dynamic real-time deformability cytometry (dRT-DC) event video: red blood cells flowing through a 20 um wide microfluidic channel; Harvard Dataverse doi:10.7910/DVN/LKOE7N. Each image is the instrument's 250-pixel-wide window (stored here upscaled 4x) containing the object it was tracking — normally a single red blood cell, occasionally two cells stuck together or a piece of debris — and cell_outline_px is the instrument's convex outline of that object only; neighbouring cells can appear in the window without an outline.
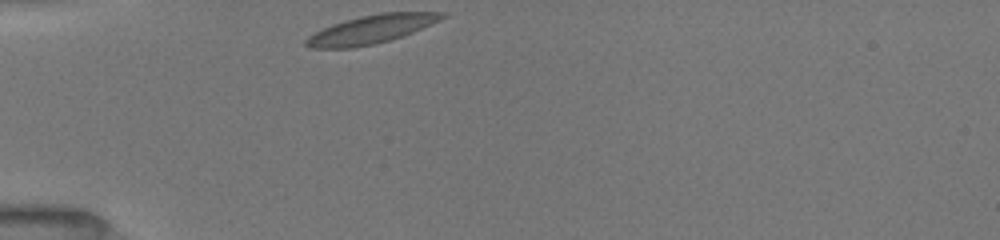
{"species": "common noctule bat (a hibernating species)", "species_latin": "Nyctalus noctula", "temperature_condition": "room temperature", "stored_images_in_passage": 34, "camera_frame_rate_fps": 3000, "um_per_image_px": 0.085, "animal": {"sex": "female", "body_mass_g": 19.5, "forearm_length_mm": 54.1}, "frame": {"image": 1, "passage_image": 1, "time_ms": 0.0, "image_size_px": [1000, 240], "cell_outline_px": [[448, 16], [440, 20], [412, 32], [388, 40], [372, 44], [352, 48], [308, 48], [304, 44], [304, 40], [308, 36], [332, 24], [344, 20], [360, 16], [380, 12], [448, 12]], "centroid_in_image_um": [31.54, 2.48], "position_along_channel_um": 53.5, "area_um2": 22.43}}
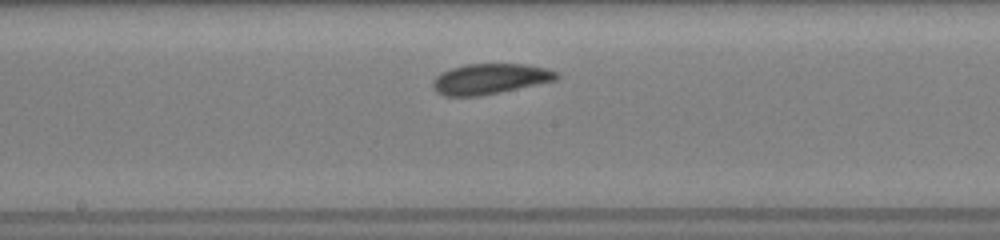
{"frame": {"image": 2, "passage_image": 10, "time_ms": 4.333, "image_size_px": [1000, 240], "cell_outline_px": [[560, 76], [556, 80], [500, 92], [480, 96], [444, 96], [436, 92], [432, 88], [432, 80], [440, 72], [448, 68], [464, 64], [524, 64], [544, 68], [556, 72]], "centroid_in_image_um": [41.56, 6.7], "position_along_channel_um": 206.6, "area_um2": 22.08}}
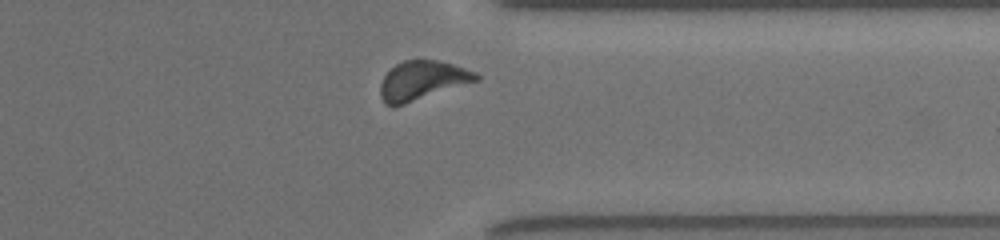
{"frame": {"image": 3, "passage_image": 29, "time_ms": 8.667, "image_size_px": [1000, 240], "cell_outline_px": [[480, 80], [392, 108], [384, 104], [380, 96], [380, 84], [384, 76], [396, 64], [404, 60], [436, 60], [452, 64], [476, 72], [480, 76]], "centroid_in_image_um": [35.87, 6.86], "position_along_channel_um": 375.5, "area_um2": 21.85}, "authors_computed_cell_mechanics": {"area_um2": 21.2126, "velocity_mm_per_s": 3.9257, "shape_relaxation_time_tau1_ms": 3.3504, "shape_relaxation_time_tau2_ms": null, "deformation_change_tau1": 0.0897, "deformation_change_tau2": null}}